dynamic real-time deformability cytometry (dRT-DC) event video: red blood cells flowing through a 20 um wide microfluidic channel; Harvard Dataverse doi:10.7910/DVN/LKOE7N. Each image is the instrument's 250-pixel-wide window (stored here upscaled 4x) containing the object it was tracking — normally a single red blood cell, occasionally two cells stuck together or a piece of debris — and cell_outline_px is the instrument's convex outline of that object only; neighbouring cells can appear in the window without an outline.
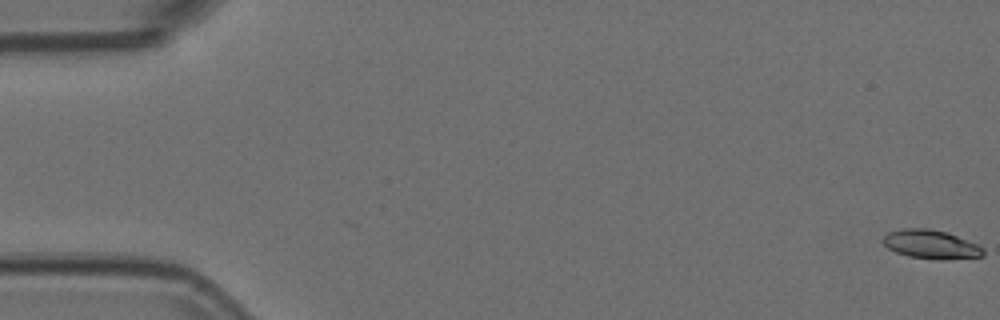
{"species": "Egyptian fruit bat (a non-hibernating species)", "species_latin": "Rousettus aegyptiacus", "temperature_condition": "room temperature", "stored_images_in_passage": 55, "camera_frame_rate_fps": 3000, "um_per_image_px": 0.085, "animal": {"sex": "female"}, "frame": {"image": 1, "passage_image": 1, "time_ms": 0.0, "image_size_px": [1000, 320], "cell_outline_px": [[984, 256], [940, 260], [936, 260], [908, 256], [896, 252], [888, 248], [880, 240], [888, 232], [900, 228], [928, 228], [948, 232], [976, 244], [984, 248]], "centroid_in_image_um": [79.1, 20.76], "position_along_channel_um": 5.9, "area_um2": 16.99}}
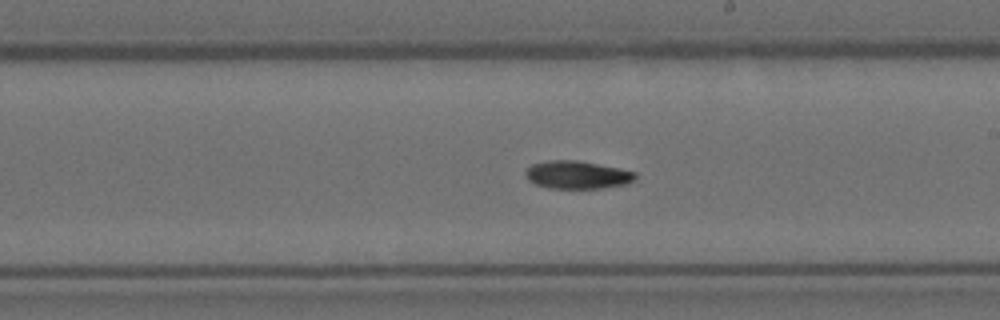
{"frame": {"image": 2, "passage_image": 32, "time_ms": 10.333, "image_size_px": [1000, 320], "cell_outline_px": [[636, 180], [628, 184], [604, 188], [548, 188], [536, 184], [528, 180], [524, 172], [532, 164], [548, 160], [576, 160], [620, 168], [636, 172]], "centroid_in_image_um": [49.09, 14.86], "position_along_channel_um": 239.9, "area_um2": 17.98}}
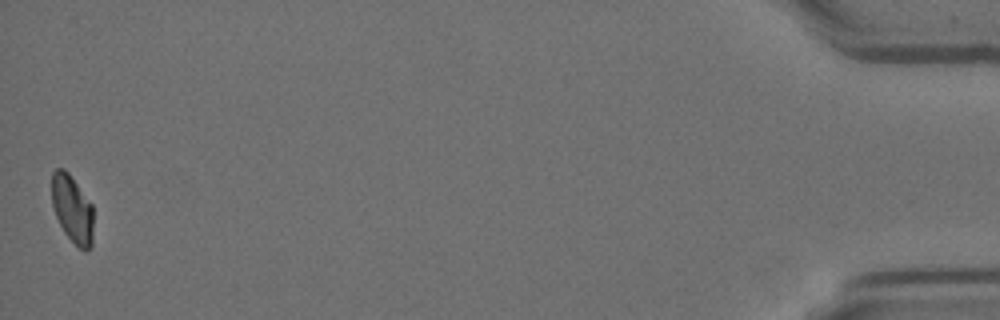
{"frame": {"image": 3, "passage_image": 55, "time_ms": 18.0, "image_size_px": [1000, 320], "cell_outline_px": [[92, 244], [88, 252], [84, 252], [64, 232], [56, 216], [52, 204], [52, 172], [56, 168], [64, 168], [68, 172], [92, 204]], "centroid_in_image_um": [6.14, 17.76], "position_along_channel_um": 429.1, "area_um2": 16.3}}